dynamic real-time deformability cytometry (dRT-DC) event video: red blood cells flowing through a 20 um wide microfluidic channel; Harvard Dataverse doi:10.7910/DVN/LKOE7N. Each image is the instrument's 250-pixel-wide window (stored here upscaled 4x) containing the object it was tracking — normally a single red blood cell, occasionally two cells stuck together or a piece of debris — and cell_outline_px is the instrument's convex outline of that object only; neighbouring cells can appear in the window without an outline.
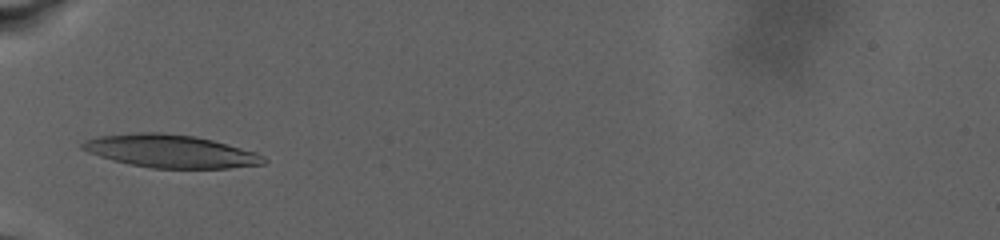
{"species": "human", "species_latin": "Homo sapiens", "temperature_condition": "warm", "stored_images_in_passage": 10, "camera_frame_rate_fps": 3000, "um_per_image_px": 0.085, "donor": {"sex": "male"}, "frame": {"image": 1, "passage_image": 9, "time_ms": 9.333, "image_size_px": [1000, 240], "cell_outline_px": [[268, 160], [264, 164], [228, 168], [152, 168], [112, 160], [88, 152], [80, 148], [80, 144], [84, 140], [100, 136], [140, 132], [160, 132], [196, 136], [212, 140], [256, 152], [264, 156]], "centroid_in_image_um": [14.5, 12.85], "position_along_channel_um": 70.5, "area_um2": 34.68}}